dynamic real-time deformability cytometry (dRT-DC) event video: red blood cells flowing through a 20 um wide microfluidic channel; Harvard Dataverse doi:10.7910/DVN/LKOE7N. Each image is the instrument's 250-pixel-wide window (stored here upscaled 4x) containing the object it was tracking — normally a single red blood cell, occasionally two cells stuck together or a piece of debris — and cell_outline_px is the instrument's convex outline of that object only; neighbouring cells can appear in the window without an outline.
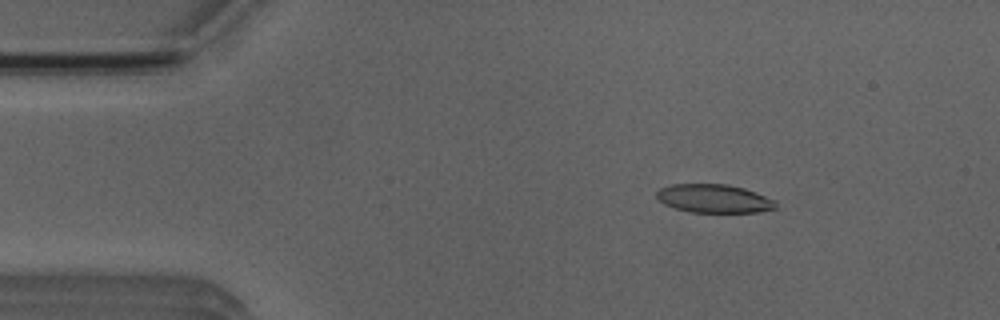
{"species": "Egyptian fruit bat (a non-hibernating species)", "species_latin": "Rousettus aegyptiacus", "temperature_condition": "room temperature", "stored_images_in_passage": 4, "camera_frame_rate_fps": 3000, "um_per_image_px": 0.085, "animal": {"sex": "male"}, "frame": {"image": 1, "passage_image": 3, "time_ms": 2.333, "image_size_px": [1000, 320], "cell_outline_px": [[776, 208], [756, 212], [692, 212], [676, 208], [664, 204], [656, 196], [656, 192], [660, 188], [672, 184], [728, 184], [744, 188], [756, 192], [776, 200]], "centroid_in_image_um": [60.7, 16.87], "position_along_channel_um": 24.3, "area_um2": 19.71}}